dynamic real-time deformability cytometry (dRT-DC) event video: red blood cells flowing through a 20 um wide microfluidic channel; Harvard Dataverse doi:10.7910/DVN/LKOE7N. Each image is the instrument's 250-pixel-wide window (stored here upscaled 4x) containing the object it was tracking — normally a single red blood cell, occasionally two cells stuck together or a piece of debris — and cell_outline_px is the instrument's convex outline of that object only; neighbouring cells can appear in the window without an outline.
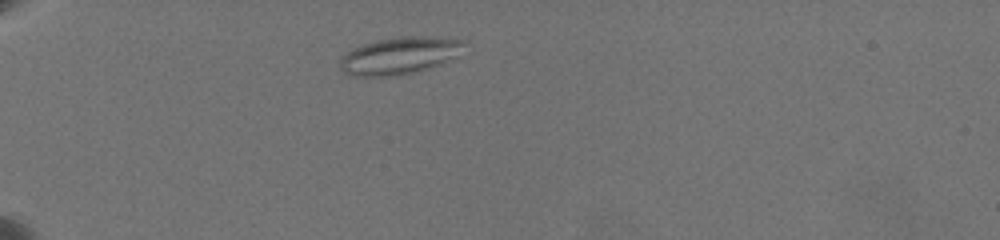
{"species": "common noctule bat (a hibernating species)", "species_latin": "Nyctalus noctula", "temperature_condition": "warm", "stored_images_in_passage": 38, "camera_frame_rate_fps": 3000, "um_per_image_px": 0.085, "animal": {"sex": "female", "body_mass_g": 19.5, "forearm_length_mm": 54.1}, "frame": {"image": 1, "passage_image": 5, "time_ms": 1.667, "image_size_px": [1000, 240], "cell_outline_px": [[464, 40], [440, 64], [432, 68], [392, 76], [352, 76], [344, 72], [340, 68], [340, 56], [364, 44], [376, 40], [404, 36], [432, 36]], "centroid_in_image_um": [33.8, 4.74], "position_along_channel_um": 51.2, "area_um2": 25.84}}
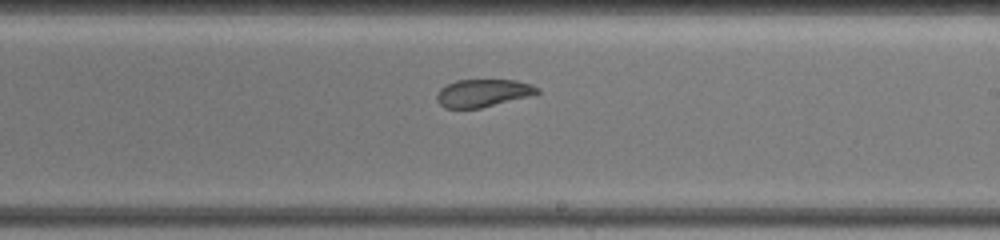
{"frame": {"image": 2, "passage_image": 26, "time_ms": 8.333, "image_size_px": [1000, 240], "cell_outline_px": [[540, 92], [536, 96], [480, 108], [444, 108], [436, 100], [436, 96], [440, 88], [456, 80], [516, 80], [532, 84], [540, 88]], "centroid_in_image_um": [41.13, 7.91], "position_along_channel_um": 247.9, "area_um2": 16.59}}
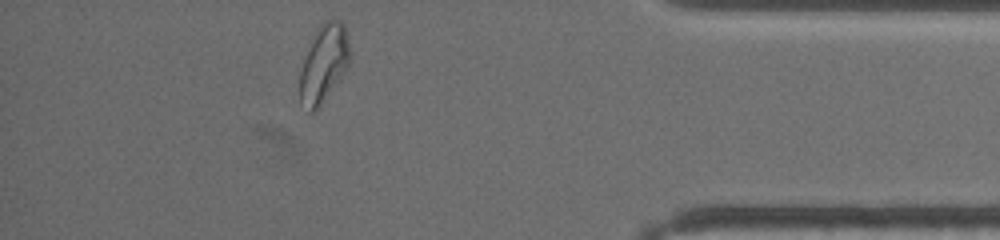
{"frame": {"image": 3, "passage_image": 36, "time_ms": 13.667, "image_size_px": [1000, 240], "cell_outline_px": [[352, 52], [348, 64], [340, 80], [320, 108], [312, 112], [308, 112], [300, 100], [300, 72], [304, 56], [312, 36], [320, 24], [324, 20], [340, 20], [344, 24]], "centroid_in_image_um": [27.53, 5.4], "position_along_channel_um": 407.7, "area_um2": 23.12}, "authors_computed_cell_mechanics": {"area_um2": 19.5075, "velocity_mm_per_s": 3.5338, "shape_relaxation_time_tau1_ms": null, "shape_relaxation_time_tau2_ms": 3.3909, "deformation_change_tau1": null, "deformation_change_tau2": 0.0919}}